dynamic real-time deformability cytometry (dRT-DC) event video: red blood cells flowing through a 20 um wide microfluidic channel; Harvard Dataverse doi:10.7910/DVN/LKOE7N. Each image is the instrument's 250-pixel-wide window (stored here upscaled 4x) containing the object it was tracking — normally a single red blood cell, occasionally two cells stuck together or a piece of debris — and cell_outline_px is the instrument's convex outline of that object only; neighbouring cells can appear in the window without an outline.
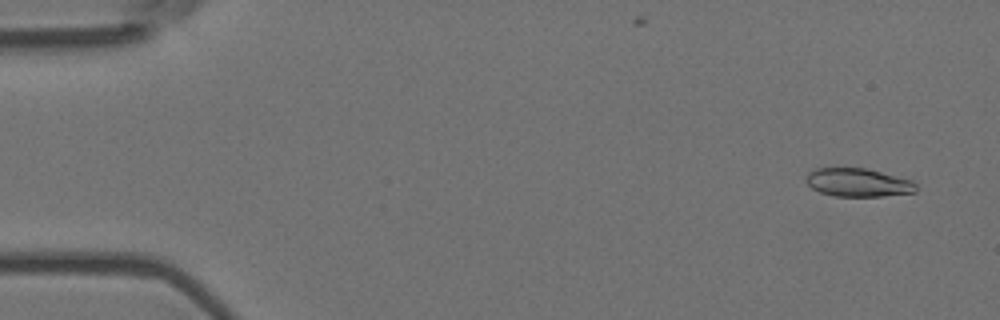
{"species": "Egyptian fruit bat (a non-hibernating species)", "species_latin": "Rousettus aegyptiacus", "temperature_condition": "room temperature", "stored_images_in_passage": 8, "camera_frame_rate_fps": 3000, "um_per_image_px": 0.085, "animal": {"sex": "female"}, "frame": {"image": 1, "passage_image": 1, "time_ms": 0.0, "image_size_px": [1000, 320], "cell_outline_px": [[916, 192], [884, 196], [832, 196], [820, 192], [812, 188], [804, 180], [808, 172], [816, 168], [864, 168], [912, 180], [916, 184]], "centroid_in_image_um": [72.91, 15.52], "position_along_channel_um": 12.1, "area_um2": 18.15}}
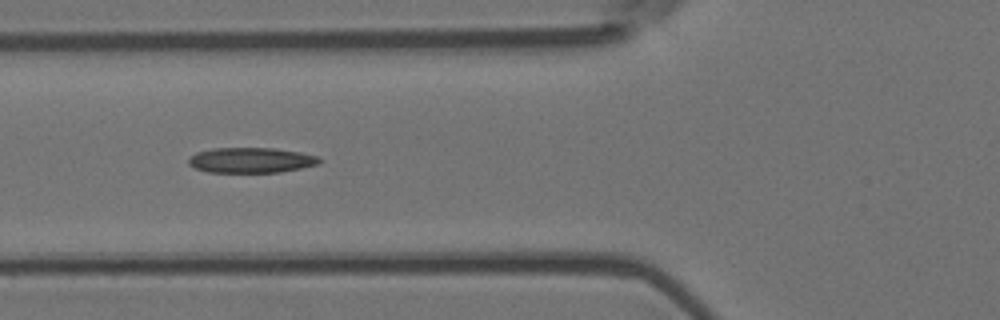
{"frame": {"image": 2, "passage_image": 6, "time_ms": 1.667, "image_size_px": [1000, 320], "cell_outline_px": [[324, 160], [320, 164], [280, 172], [208, 172], [196, 168], [188, 164], [188, 160], [196, 152], [212, 148], [272, 148], [300, 152], [320, 156]], "centroid_in_image_um": [21.39, 13.61], "position_along_channel_um": 104.4, "area_um2": 19.36}}
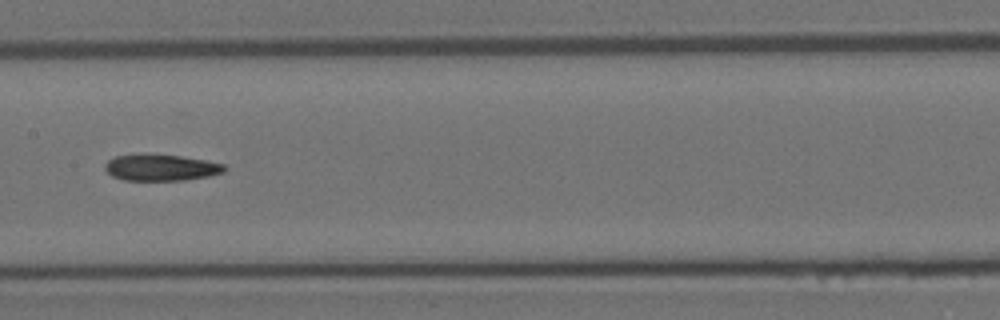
{"frame": {"image": 3, "passage_image": 8, "time_ms": 2.333, "image_size_px": [1000, 320], "cell_outline_px": [[228, 168], [224, 172], [208, 176], [184, 180], [124, 180], [112, 176], [104, 168], [104, 164], [108, 160], [116, 156], [180, 156], [204, 160], [224, 164]], "centroid_in_image_um": [13.72, 14.27], "position_along_channel_um": 193.7, "area_um2": 17.74}}